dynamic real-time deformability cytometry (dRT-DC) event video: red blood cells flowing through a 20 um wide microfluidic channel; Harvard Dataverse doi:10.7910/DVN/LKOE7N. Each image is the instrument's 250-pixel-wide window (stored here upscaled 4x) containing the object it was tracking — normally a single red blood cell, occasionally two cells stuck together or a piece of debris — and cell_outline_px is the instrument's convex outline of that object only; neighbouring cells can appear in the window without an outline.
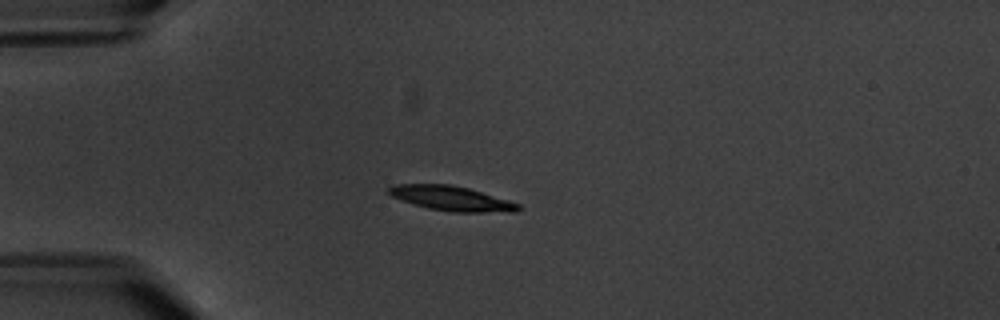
{"species": "common noctule bat (a hibernating species)", "species_latin": "Nyctalus noctula", "temperature_condition": "warm", "stored_images_in_passage": 6, "camera_frame_rate_fps": 3000, "um_per_image_px": 0.085, "animal": {"sex": "male", "body_mass_g": 20.1, "forearm_length_mm": 53.5}, "frame": {"image": 1, "passage_image": 4, "time_ms": 3.333, "image_size_px": [1000, 320], "cell_outline_px": [[520, 208], [516, 212], [452, 212], [428, 208], [412, 204], [392, 196], [388, 192], [388, 188], [392, 184], [448, 184], [468, 188], [508, 200], [520, 204]], "centroid_in_image_um": [38.36, 16.87], "position_along_channel_um": 46.6, "area_um2": 18.55}}